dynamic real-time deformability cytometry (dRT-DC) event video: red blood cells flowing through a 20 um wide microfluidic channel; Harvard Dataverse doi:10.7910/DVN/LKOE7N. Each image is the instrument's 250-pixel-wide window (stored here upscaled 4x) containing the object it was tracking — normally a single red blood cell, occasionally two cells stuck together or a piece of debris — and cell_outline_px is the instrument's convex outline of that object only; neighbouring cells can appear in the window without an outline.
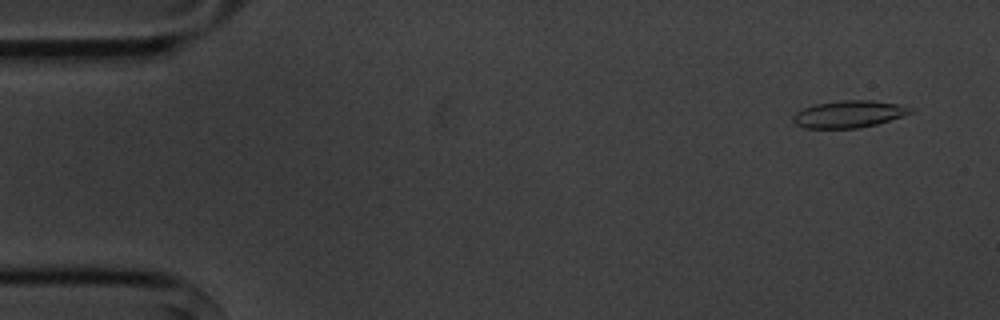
{"species": "common noctule bat (a hibernating species)", "species_latin": "Nyctalus noctula", "temperature_condition": "cold", "stored_images_in_passage": 4, "camera_frame_rate_fps": 3000, "um_per_image_px": 0.085, "animal": {"sex": "male", "body_mass_g": 20.1, "forearm_length_mm": 53.5}, "frame": {"image": 1, "passage_image": 1, "time_ms": 0.0, "image_size_px": [1000, 320], "cell_outline_px": [[916, 112], [876, 124], [860, 128], [804, 128], [796, 124], [792, 120], [792, 116], [796, 112], [804, 108], [816, 104], [840, 100], [872, 100], [900, 104], [916, 108]], "centroid_in_image_um": [72.21, 9.69], "position_along_channel_um": 12.8, "area_um2": 18.73}}